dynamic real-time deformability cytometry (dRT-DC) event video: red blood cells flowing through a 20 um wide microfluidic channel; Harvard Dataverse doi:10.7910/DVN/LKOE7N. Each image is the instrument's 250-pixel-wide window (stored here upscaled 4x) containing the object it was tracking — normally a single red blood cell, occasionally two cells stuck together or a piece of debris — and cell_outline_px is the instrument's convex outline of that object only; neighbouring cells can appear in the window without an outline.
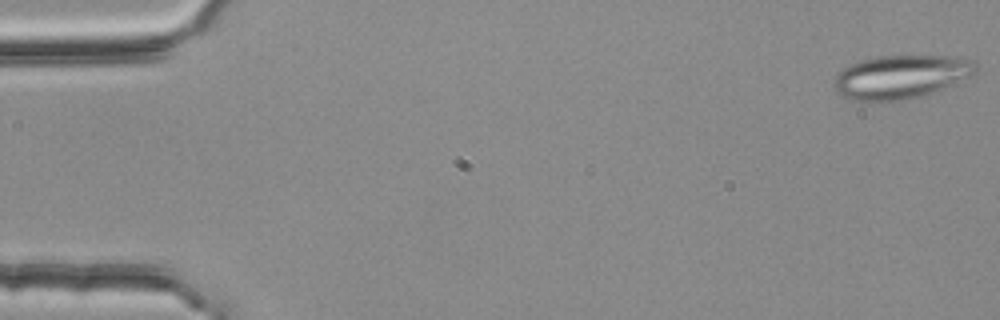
{"species": "common noctule bat (a hibernating species)", "species_latin": "Nyctalus noctula", "temperature_condition": "room temperature", "stored_images_in_passage": 10, "camera_frame_rate_fps": 3000, "um_per_image_px": 0.085, "animal": {"sex": "female", "body_mass_g": 25.1}, "frame": {"image": 1, "passage_image": 1, "time_ms": 0.0, "image_size_px": [1000, 320], "cell_outline_px": [[980, 68], [972, 76], [924, 96], [904, 100], [880, 104], [852, 100], [840, 96], [836, 92], [832, 84], [832, 80], [836, 72], [852, 64], [876, 56], [964, 56], [976, 60]], "centroid_in_image_um": [76.58, 6.56], "position_along_channel_um": 8.4, "area_um2": 37.28}}